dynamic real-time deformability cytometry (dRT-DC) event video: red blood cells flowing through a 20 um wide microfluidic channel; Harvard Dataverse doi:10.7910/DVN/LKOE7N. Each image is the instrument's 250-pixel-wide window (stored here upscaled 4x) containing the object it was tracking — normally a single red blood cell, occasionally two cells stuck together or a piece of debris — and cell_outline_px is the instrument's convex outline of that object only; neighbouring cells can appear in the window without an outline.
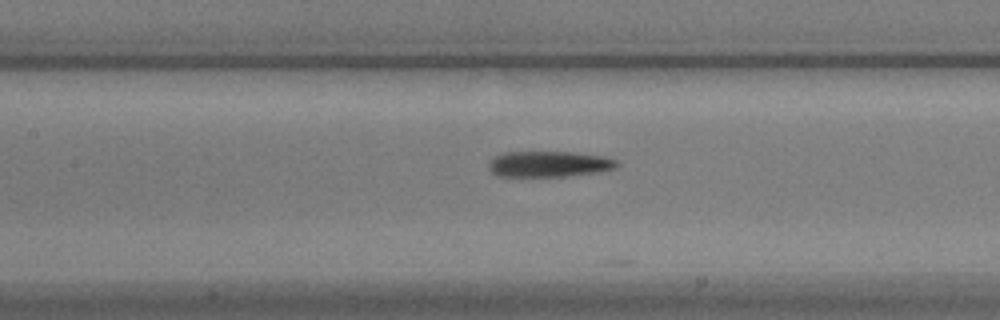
{"species": "common noctule bat (a hibernating species)", "species_latin": "Nyctalus noctula", "temperature_condition": "warm", "stored_images_in_passage": 37, "camera_frame_rate_fps": 3000, "um_per_image_px": 0.085, "animal": {"sex": "male", "body_mass_g": 17.9}, "frame": {"image": 1, "passage_image": 11, "time_ms": 3.333, "image_size_px": [1000, 320], "cell_outline_px": [[620, 164], [616, 168], [600, 172], [564, 176], [496, 176], [488, 168], [488, 164], [496, 156], [504, 152], [572, 152], [604, 156], [616, 160]], "centroid_in_image_um": [46.69, 13.94], "position_along_channel_um": 160.7, "area_um2": 19.31}}
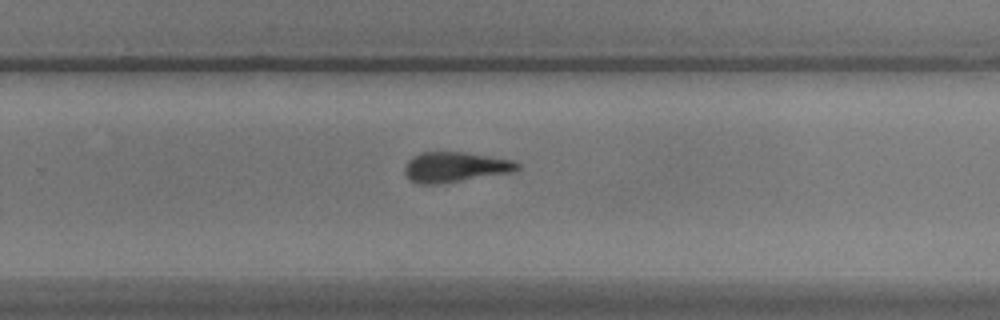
{"frame": {"image": 2, "passage_image": 22, "time_ms": 7.0, "image_size_px": [1000, 320], "cell_outline_px": [[520, 168], [516, 172], [436, 184], [420, 184], [412, 180], [404, 172], [404, 164], [412, 156], [420, 152], [464, 152], [512, 160], [520, 164]], "centroid_in_image_um": [38.69, 14.19], "position_along_channel_um": 291.1, "area_um2": 19.83}}
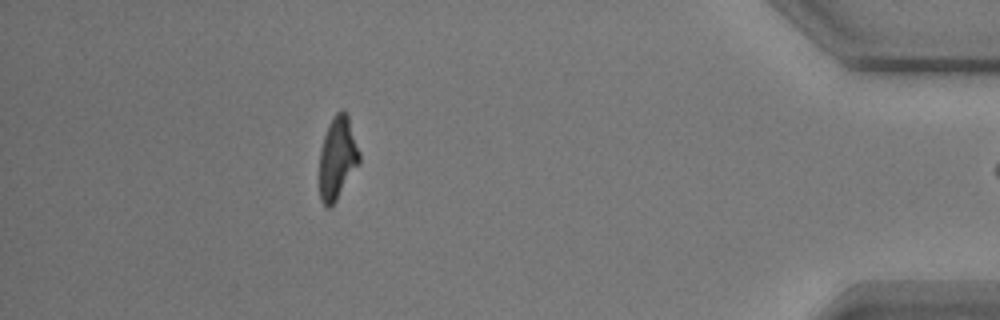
{"frame": {"image": 3, "passage_image": 36, "time_ms": 11.667, "image_size_px": [1000, 320], "cell_outline_px": [[360, 164], [336, 200], [328, 208], [324, 208], [320, 200], [320, 148], [328, 124], [336, 112], [340, 108], [344, 108], [348, 116], [360, 152]], "centroid_in_image_um": [28.69, 13.41], "position_along_channel_um": 406.5, "area_um2": 19.42}}